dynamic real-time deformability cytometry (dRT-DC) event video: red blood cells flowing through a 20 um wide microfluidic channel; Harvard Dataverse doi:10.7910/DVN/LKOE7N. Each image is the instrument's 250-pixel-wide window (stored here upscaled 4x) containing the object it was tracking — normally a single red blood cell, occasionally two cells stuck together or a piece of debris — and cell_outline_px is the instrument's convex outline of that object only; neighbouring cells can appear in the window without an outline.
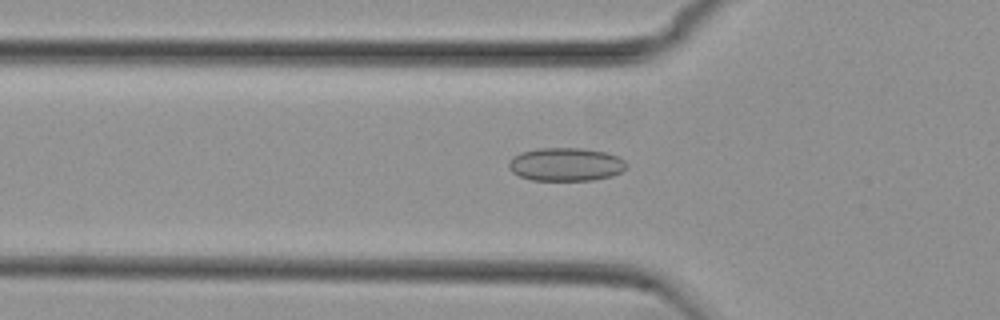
{"species": "common noctule bat (a hibernating species)", "species_latin": "Nyctalus noctula", "temperature_condition": "cold", "stored_images_in_passage": 53, "camera_frame_rate_fps": 3000, "um_per_image_px": 0.085, "animal": {"sex": "female", "body_mass_g": 29.2, "forearm_length_mm": 56.3}, "frame": {"image": 1, "passage_image": 17, "time_ms": 5.333, "image_size_px": [1000, 320], "cell_outline_px": [[628, 164], [620, 172], [612, 176], [592, 180], [532, 180], [520, 176], [512, 172], [508, 168], [508, 160], [520, 152], [536, 148], [580, 148], [604, 152], [616, 156], [624, 160]], "centroid_in_image_um": [48.05, 13.97], "position_along_channel_um": 77.7, "area_um2": 22.83}}
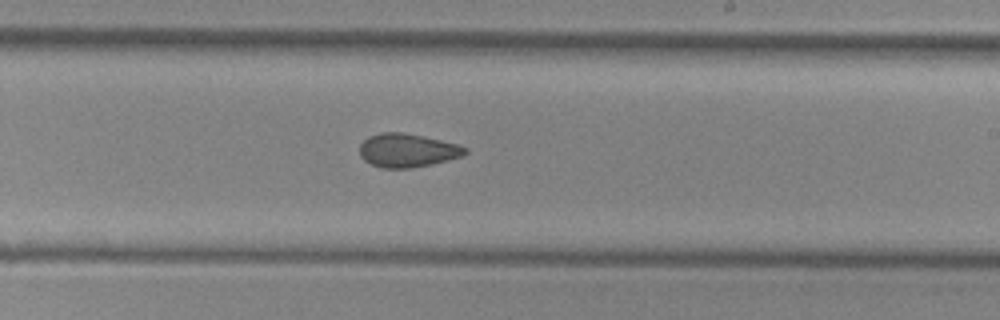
{"frame": {"image": 2, "passage_image": 31, "time_ms": 10.0, "image_size_px": [1000, 320], "cell_outline_px": [[468, 152], [460, 156], [448, 160], [432, 164], [412, 168], [380, 168], [364, 160], [360, 156], [360, 144], [368, 136], [380, 132], [404, 132], [460, 144], [468, 148]], "centroid_in_image_um": [34.63, 12.77], "position_along_channel_um": 254.4, "area_um2": 20.81}}
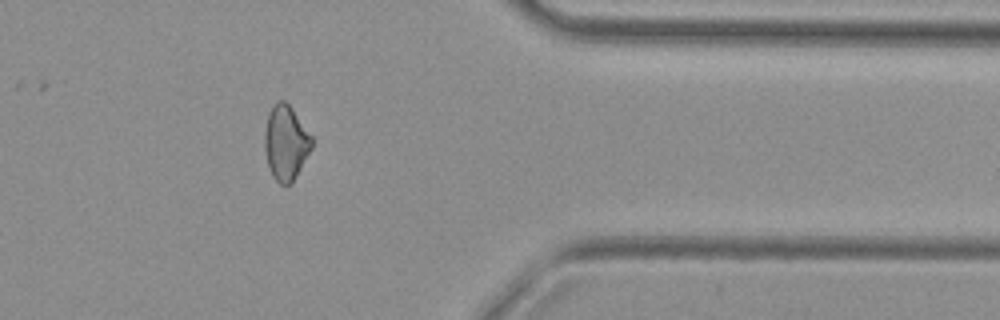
{"frame": {"image": 3, "passage_image": 43, "time_ms": 14.0, "image_size_px": [1000, 320], "cell_outline_px": [[312, 148], [292, 184], [280, 184], [272, 176], [268, 168], [264, 148], [264, 132], [268, 112], [276, 100], [284, 100], [292, 108], [312, 136]], "centroid_in_image_um": [24.27, 12.13], "position_along_channel_um": 387.1, "area_um2": 20.81}, "authors_computed_cell_mechanics": {"area_um2": 21.3282, "velocity_mm_per_s": 3.7708, "shape_relaxation_time_tau1_ms": null, "shape_relaxation_time_tau2_ms": 2.3972, "deformation_change_tau1": null, "deformation_change_tau2": 0.0773}}